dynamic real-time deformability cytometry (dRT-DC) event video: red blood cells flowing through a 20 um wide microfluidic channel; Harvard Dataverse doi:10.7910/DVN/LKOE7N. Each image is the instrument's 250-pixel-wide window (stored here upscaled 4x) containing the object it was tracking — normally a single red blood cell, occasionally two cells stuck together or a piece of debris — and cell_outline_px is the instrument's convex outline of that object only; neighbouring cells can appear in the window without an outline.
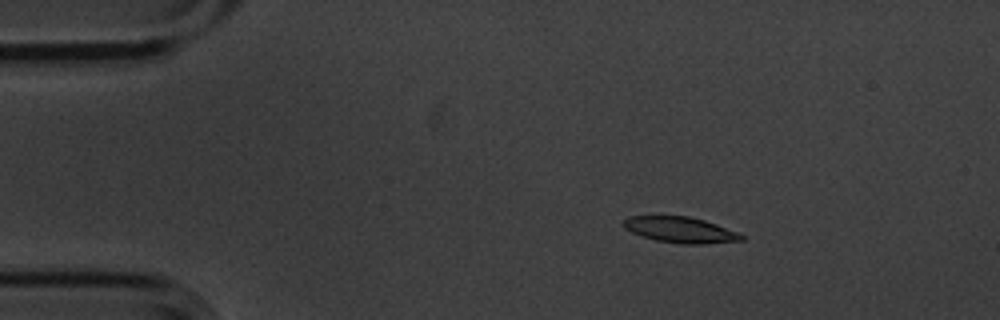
{"species": "common noctule bat (a hibernating species)", "species_latin": "Nyctalus noctula", "temperature_condition": "cold", "stored_images_in_passage": 5, "camera_frame_rate_fps": 3000, "um_per_image_px": 0.085, "animal": {"sex": "male", "body_mass_g": 20.1, "forearm_length_mm": 53.5}, "frame": {"image": 1, "passage_image": 3, "time_ms": 0.667, "image_size_px": [1000, 320], "cell_outline_px": [[744, 240], [704, 244], [680, 244], [656, 240], [632, 232], [624, 228], [620, 224], [628, 216], [688, 216], [704, 220], [740, 232], [744, 236]], "centroid_in_image_um": [57.85, 19.53], "position_along_channel_um": 27.2, "area_um2": 17.86}}